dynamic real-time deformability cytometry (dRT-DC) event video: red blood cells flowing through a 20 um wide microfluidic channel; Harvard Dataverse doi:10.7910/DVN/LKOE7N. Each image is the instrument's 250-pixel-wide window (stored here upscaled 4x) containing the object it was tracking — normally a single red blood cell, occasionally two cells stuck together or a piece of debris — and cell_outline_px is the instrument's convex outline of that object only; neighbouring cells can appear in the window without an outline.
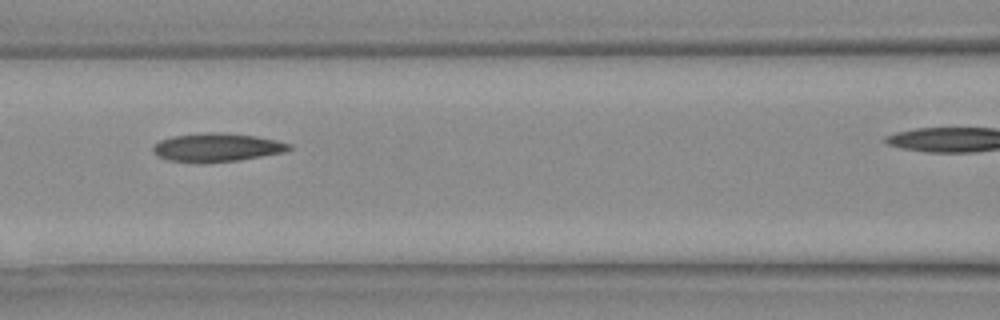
{"species": "Egyptian fruit bat (a non-hibernating species)", "species_latin": "Rousettus aegyptiacus", "temperature_condition": "warm", "stored_images_in_passage": 15, "camera_frame_rate_fps": 3000, "um_per_image_px": 0.085, "animal": {"sex": "female"}, "frame": {"image": 1, "passage_image": 7, "time_ms": 2.0, "image_size_px": [1000, 320], "cell_outline_px": [[292, 148], [284, 152], [240, 160], [200, 164], [168, 160], [160, 156], [152, 148], [160, 140], [172, 136], [212, 132], [256, 136], [276, 140], [292, 144]], "centroid_in_image_um": [18.46, 12.55], "position_along_channel_um": 148.1, "area_um2": 22.48}}